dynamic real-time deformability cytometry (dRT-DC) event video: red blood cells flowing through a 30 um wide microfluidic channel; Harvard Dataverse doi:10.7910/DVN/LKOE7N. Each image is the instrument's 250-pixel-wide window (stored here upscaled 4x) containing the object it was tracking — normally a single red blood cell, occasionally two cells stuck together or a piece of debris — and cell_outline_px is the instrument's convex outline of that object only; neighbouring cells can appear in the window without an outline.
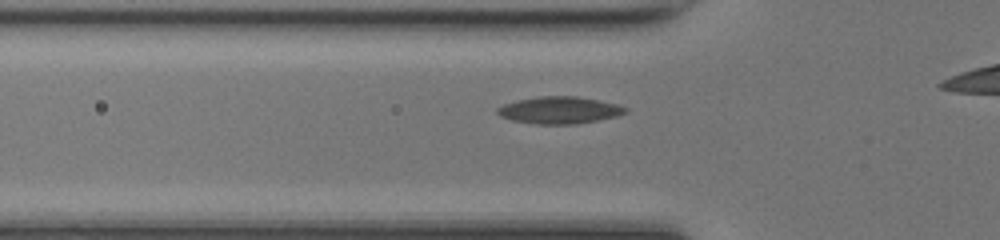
{"species": "common noctule bat (a hibernating species)", "species_latin": "Nyctalus noctula", "temperature_condition": "room temperature", "stored_images_in_passage": 35, "camera_frame_rate_fps": 3000, "um_per_image_px": 0.085, "animal": {"sex": "female", "body_mass_g": 17.0, "forearm_length_mm": 48.0}, "frame": {"image": 1, "passage_image": 10, "time_ms": 3.0, "image_size_px": [1000, 240], "cell_outline_px": [[628, 112], [616, 116], [576, 124], [536, 124], [512, 120], [500, 116], [496, 112], [496, 108], [504, 104], [516, 100], [536, 96], [576, 96], [600, 100], [616, 104], [628, 108]], "centroid_in_image_um": [47.53, 9.35], "position_along_channel_um": 78.3, "area_um2": 20.23}}
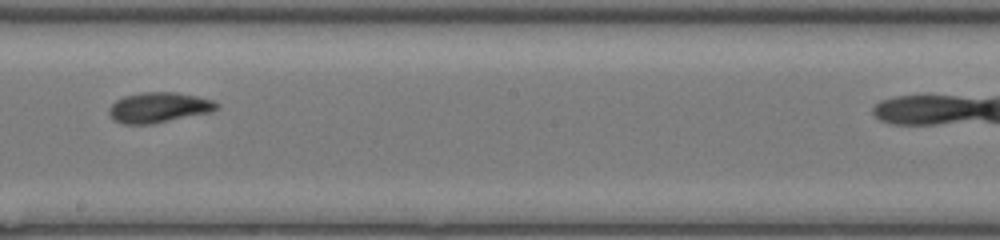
{"frame": {"image": 2, "passage_image": 21, "time_ms": 6.667, "image_size_px": [1000, 240], "cell_outline_px": [[220, 108], [212, 112], [152, 124], [124, 124], [112, 120], [108, 112], [108, 108], [116, 100], [124, 96], [140, 92], [176, 92], [196, 96], [212, 100], [220, 104]], "centroid_in_image_um": [13.5, 9.14], "position_along_channel_um": 234.7, "area_um2": 19.25}}
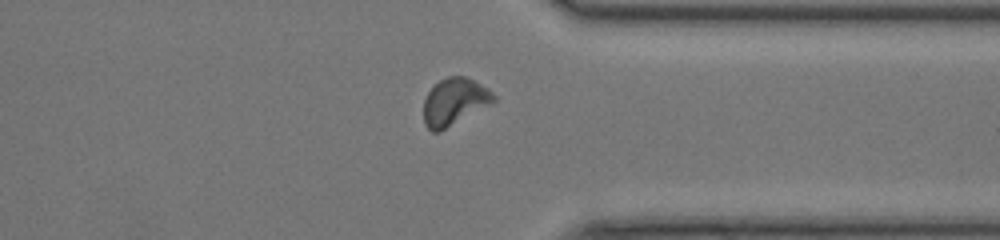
{"frame": {"image": 3, "passage_image": 31, "time_ms": 10.0, "image_size_px": [1000, 240], "cell_outline_px": [[496, 100], [440, 132], [432, 132], [424, 124], [424, 100], [428, 92], [440, 80], [448, 76], [464, 76], [488, 88], [496, 96]], "centroid_in_image_um": [38.61, 8.65], "position_along_channel_um": 372.8, "area_um2": 18.9}, "authors_computed_cell_mechanics": {"area_um2": 19.074, "velocity_mm_per_s": 4.2545, "shape_relaxation_time_tau1_ms": 4.1779, "shape_relaxation_time_tau2_ms": 3.6302, "deformation_change_tau1": 0.1166, "deformation_change_tau2": 0.0981}}